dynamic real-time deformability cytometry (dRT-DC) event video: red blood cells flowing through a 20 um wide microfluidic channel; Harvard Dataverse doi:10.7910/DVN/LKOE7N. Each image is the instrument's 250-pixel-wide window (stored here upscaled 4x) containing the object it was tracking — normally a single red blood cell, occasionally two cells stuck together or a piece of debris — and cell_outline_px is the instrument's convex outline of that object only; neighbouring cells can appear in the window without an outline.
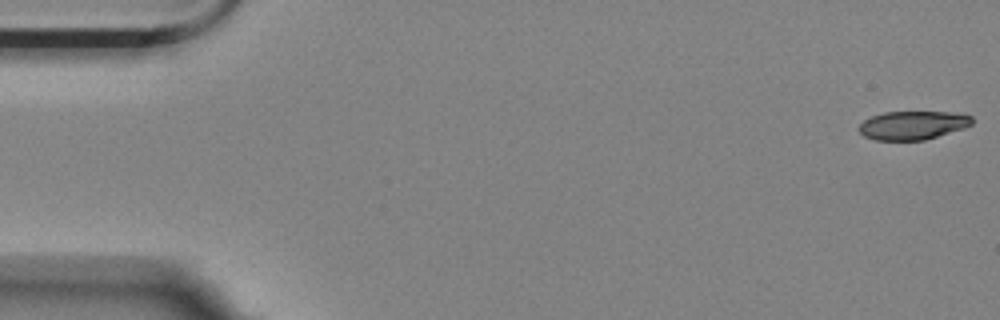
{"species": "Egyptian fruit bat (a non-hibernating species)", "species_latin": "Rousettus aegyptiacus", "temperature_condition": "room temperature", "stored_images_in_passage": 10, "camera_frame_rate_fps": 3000, "um_per_image_px": 0.085, "animal": {"sex": "female"}, "frame": {"image": 1, "passage_image": 1, "time_ms": 0.0, "image_size_px": [1000, 320], "cell_outline_px": [[972, 124], [964, 128], [924, 140], [876, 140], [864, 136], [856, 128], [864, 120], [872, 116], [884, 112], [952, 112], [972, 116]], "centroid_in_image_um": [77.56, 10.64], "position_along_channel_um": 7.4, "area_um2": 18.79}}